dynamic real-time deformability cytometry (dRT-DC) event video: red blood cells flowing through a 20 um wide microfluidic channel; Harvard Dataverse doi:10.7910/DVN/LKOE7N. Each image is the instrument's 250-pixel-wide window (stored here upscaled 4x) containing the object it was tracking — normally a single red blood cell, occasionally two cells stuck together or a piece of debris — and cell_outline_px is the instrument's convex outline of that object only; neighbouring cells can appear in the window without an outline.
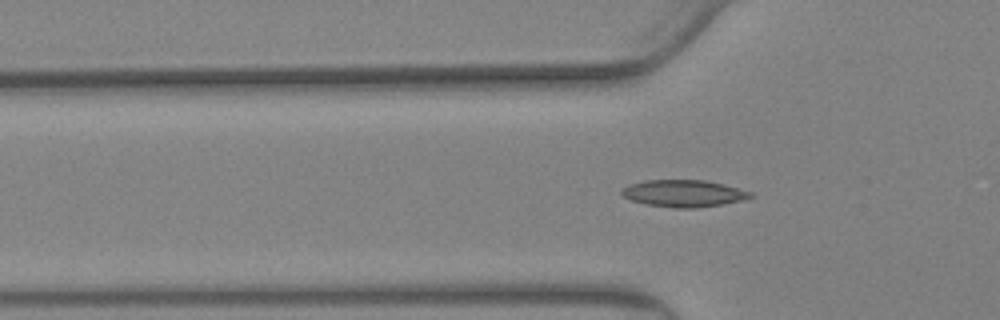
{"species": "Egyptian fruit bat (a non-hibernating species)", "species_latin": "Rousettus aegyptiacus", "temperature_condition": "warm", "stored_images_in_passage": 62, "camera_frame_rate_fps": 3000, "um_per_image_px": 0.085, "animal": {"sex": "female"}, "frame": {"image": 1, "passage_image": 21, "time_ms": 6.667, "image_size_px": [1000, 320], "cell_outline_px": [[756, 196], [740, 200], [720, 204], [696, 208], [676, 208], [644, 204], [632, 200], [624, 196], [620, 192], [628, 184], [644, 180], [704, 180], [752, 192]], "centroid_in_image_um": [58.07, 16.44], "position_along_channel_um": 67.7, "area_um2": 20.0}}
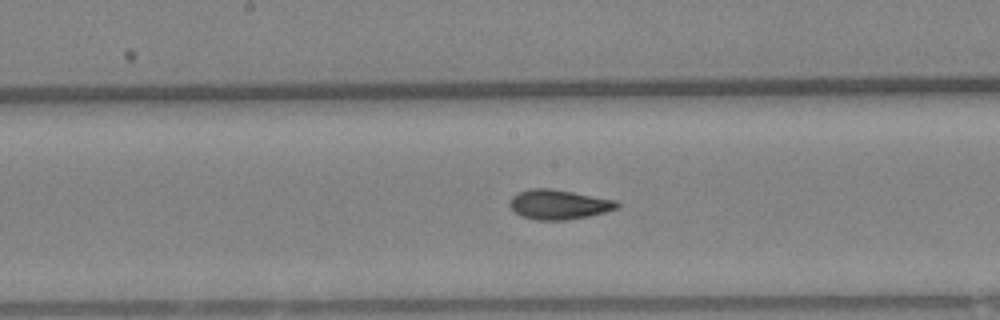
{"frame": {"image": 2, "passage_image": 33, "time_ms": 10.667, "image_size_px": [1000, 320], "cell_outline_px": [[620, 208], [588, 216], [568, 220], [536, 220], [520, 216], [508, 204], [512, 196], [520, 192], [532, 188], [548, 188], [572, 192], [616, 200], [620, 204]], "centroid_in_image_um": [47.5, 17.39], "position_along_channel_um": 200.7, "area_um2": 18.5}}
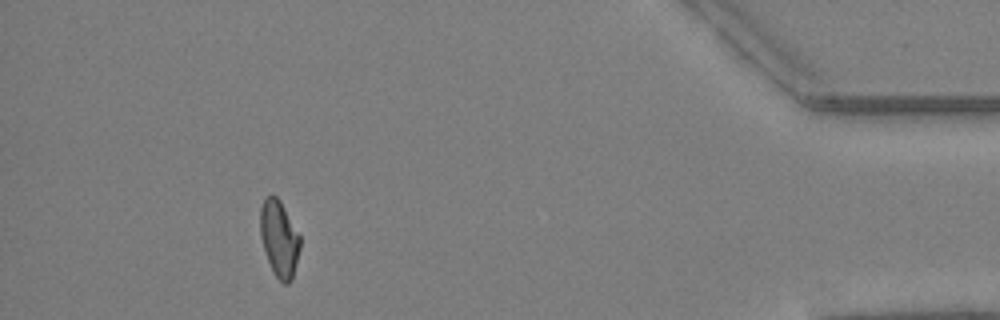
{"frame": {"image": 3, "passage_image": 57, "time_ms": 18.667, "image_size_px": [1000, 320], "cell_outline_px": [[300, 248], [292, 280], [288, 284], [284, 284], [276, 276], [268, 260], [260, 236], [260, 208], [264, 200], [268, 196], [276, 196], [280, 200], [300, 236]], "centroid_in_image_um": [23.74, 20.29], "position_along_channel_um": 411.5, "area_um2": 17.46}, "authors_computed_cell_mechanics": {"area_um2": 18.4093, "velocity_mm_per_s": 3.3497, "shape_relaxation_time_tau1_ms": 6.0104, "shape_relaxation_time_tau2_ms": 2.2197, "deformation_change_tau1": 0.1776, "deformation_change_tau2": 0.0769}}